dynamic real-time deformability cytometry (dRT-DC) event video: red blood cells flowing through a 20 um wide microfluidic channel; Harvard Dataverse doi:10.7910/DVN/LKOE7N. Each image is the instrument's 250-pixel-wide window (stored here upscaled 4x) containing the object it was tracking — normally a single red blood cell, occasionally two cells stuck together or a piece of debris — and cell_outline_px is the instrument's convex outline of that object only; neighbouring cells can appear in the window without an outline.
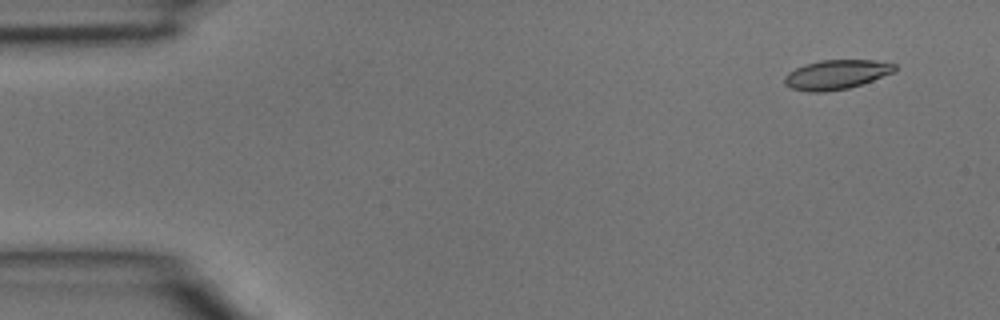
{"species": "common noctule bat (a hibernating species)", "species_latin": "Nyctalus noctula", "temperature_condition": "room temperature", "stored_images_in_passage": 4, "camera_frame_rate_fps": 3000, "um_per_image_px": 0.085, "animal": {"sex": "male", "body_mass_g": 15.6}, "frame": {"image": 1, "passage_image": 1, "time_ms": 0.0, "image_size_px": [1000, 320], "cell_outline_px": [[896, 72], [848, 88], [824, 92], [808, 92], [792, 88], [784, 84], [784, 76], [788, 72], [804, 64], [820, 60], [876, 60], [896, 64]], "centroid_in_image_um": [71.08, 6.33], "position_along_channel_um": 13.9, "area_um2": 18.96}}
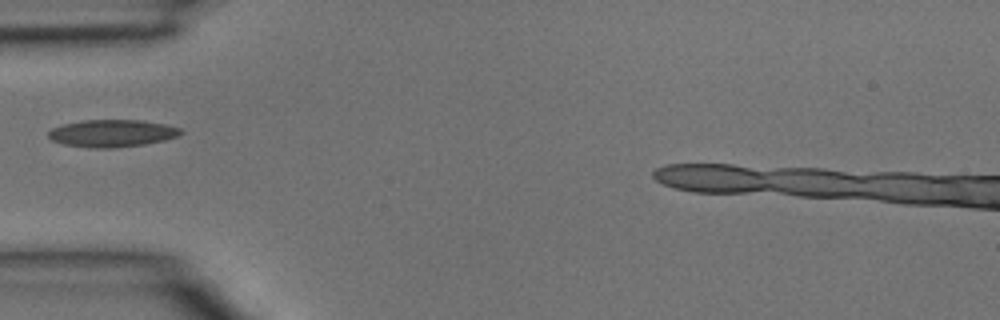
{"frame": {"image": 2, "passage_image": 4, "time_ms": 1.0, "image_size_px": [1000, 320], "cell_outline_px": [[184, 132], [176, 136], [164, 140], [144, 144], [116, 148], [92, 148], [64, 144], [52, 140], [48, 136], [48, 132], [52, 128], [64, 124], [84, 120], [140, 120], [164, 124], [180, 128]], "centroid_in_image_um": [9.52, 11.33], "position_along_channel_um": 75.5, "area_um2": 20.92}}